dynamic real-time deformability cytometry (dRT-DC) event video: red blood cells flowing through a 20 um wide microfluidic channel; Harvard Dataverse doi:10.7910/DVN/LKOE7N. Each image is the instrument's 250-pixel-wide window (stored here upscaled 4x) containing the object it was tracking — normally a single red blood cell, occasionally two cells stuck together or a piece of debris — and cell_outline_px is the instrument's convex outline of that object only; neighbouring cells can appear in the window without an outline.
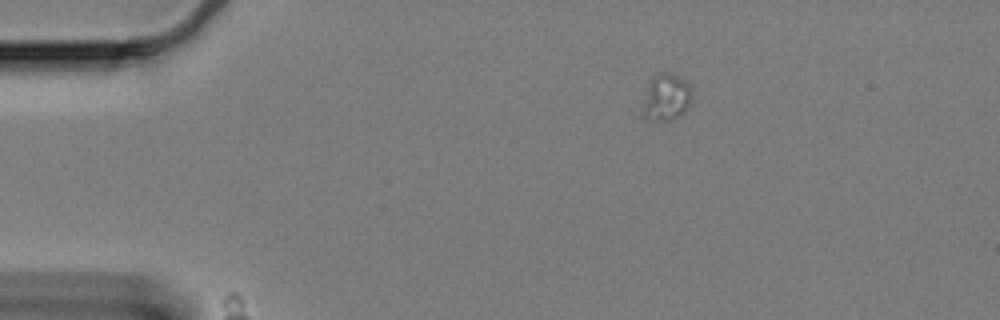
{"species": "Egyptian fruit bat (a non-hibernating species)", "species_latin": "Rousettus aegyptiacus", "temperature_condition": "cold", "stored_images_in_passage": 52, "camera_frame_rate_fps": 3000, "um_per_image_px": 0.085, "animal": {"sex": "female"}, "frame": {"image": 1, "passage_image": 1, "time_ms": 0.0, "image_size_px": [1000, 320], "cell_outline_px": [[692, 104], [680, 116], [672, 120], [644, 120], [636, 116], [648, 80], [656, 72], [672, 72], [680, 76], [692, 88]], "centroid_in_image_um": [56.53, 8.29], "position_along_channel_um": 28.5, "area_um2": 14.85}}